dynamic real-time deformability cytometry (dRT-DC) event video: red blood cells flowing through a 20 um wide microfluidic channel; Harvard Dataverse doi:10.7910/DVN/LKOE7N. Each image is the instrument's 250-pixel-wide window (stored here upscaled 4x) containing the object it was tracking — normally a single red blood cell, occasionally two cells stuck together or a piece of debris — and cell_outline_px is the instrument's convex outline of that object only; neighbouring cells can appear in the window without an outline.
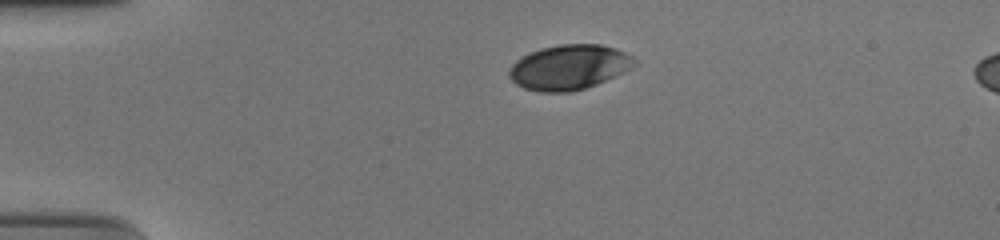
{"species": "human", "species_latin": "Homo sapiens", "temperature_condition": "cold", "stored_images_in_passage": 36, "camera_frame_rate_fps": 3000, "um_per_image_px": 0.085, "donor": {"sex": "male"}, "frame": {"image": 1, "passage_image": 1, "time_ms": 0.0, "image_size_px": [1000, 240], "cell_outline_px": [[640, 64], [596, 84], [584, 88], [568, 92], [540, 92], [524, 88], [516, 84], [508, 76], [508, 72], [512, 64], [516, 60], [528, 52], [540, 48], [560, 44], [600, 44], [616, 48], [632, 56]], "centroid_in_image_um": [48.36, 5.7], "position_along_channel_um": 36.6, "area_um2": 32.89}}
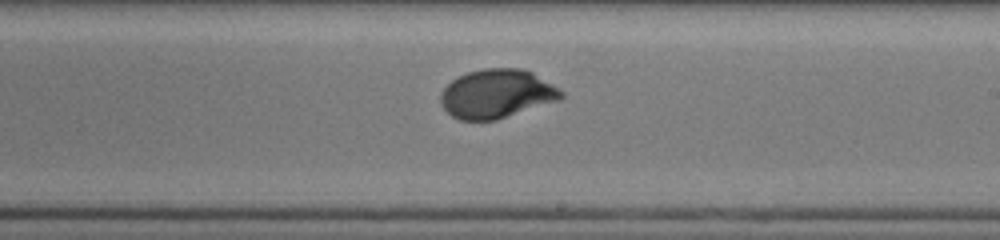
{"frame": {"image": 2, "passage_image": 22, "time_ms": 7.0, "image_size_px": [1000, 240], "cell_outline_px": [[564, 96], [560, 100], [496, 120], [460, 120], [452, 116], [440, 104], [440, 92], [452, 80], [468, 72], [484, 68], [520, 68], [532, 72], [552, 84], [564, 92]], "centroid_in_image_um": [42.22, 7.97], "position_along_channel_um": 246.8, "area_um2": 34.28}}
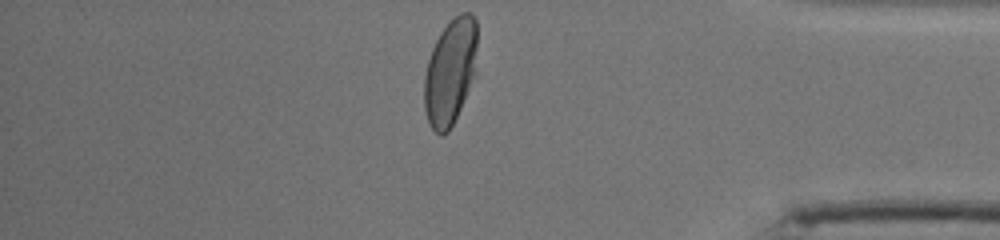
{"frame": {"image": 3, "passage_image": 36, "time_ms": 11.667, "image_size_px": [1000, 240], "cell_outline_px": [[476, 72], [460, 108], [448, 132], [440, 136], [428, 124], [424, 108], [424, 76], [428, 60], [432, 48], [440, 32], [460, 12], [472, 12], [476, 20]], "centroid_in_image_um": [38.26, 6.1], "position_along_channel_um": 396.9, "area_um2": 32.66}, "authors_computed_cell_mechanics": {"area_um2": 33.7263, "velocity_mm_per_s": 3.7322, "shape_relaxation_time_tau1_ms": 2.8537, "shape_relaxation_time_tau2_ms": null, "deformation_change_tau1": 0.1521, "deformation_change_tau2": null}}